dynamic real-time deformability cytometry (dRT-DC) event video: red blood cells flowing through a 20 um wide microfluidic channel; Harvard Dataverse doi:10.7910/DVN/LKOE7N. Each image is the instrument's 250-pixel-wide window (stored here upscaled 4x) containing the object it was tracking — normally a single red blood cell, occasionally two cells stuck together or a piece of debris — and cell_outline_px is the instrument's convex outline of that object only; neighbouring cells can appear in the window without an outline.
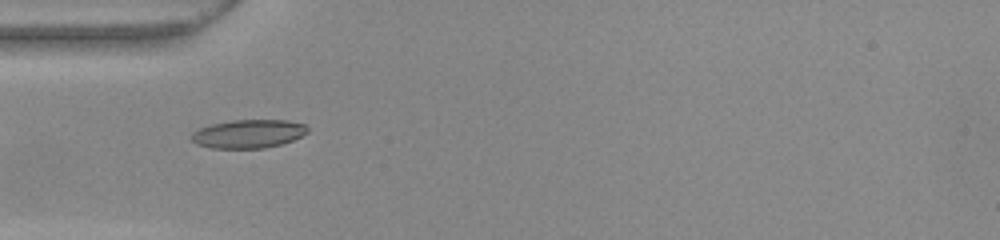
{"species": "common noctule bat (a hibernating species)", "species_latin": "Nyctalus noctula", "temperature_condition": "warm", "stored_images_in_passage": 37, "camera_frame_rate_fps": 3000, "um_per_image_px": 0.085, "animal": {"sex": "female", "body_mass_g": 22.0, "forearm_length_mm": 56.7}, "frame": {"image": 1, "passage_image": 1, "time_ms": 0.0, "image_size_px": [1000, 240], "cell_outline_px": [[308, 132], [292, 140], [280, 144], [264, 148], [212, 148], [196, 144], [188, 136], [192, 132], [200, 128], [212, 124], [232, 120], [288, 120], [304, 124], [308, 128]], "centroid_in_image_um": [21.08, 11.37], "position_along_channel_um": 63.9, "area_um2": 19.25}}
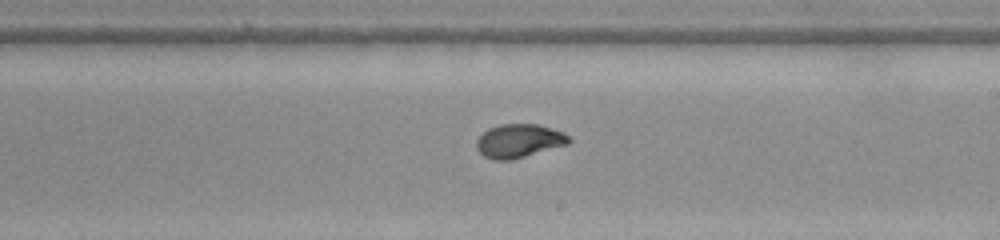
{"frame": {"image": 2, "passage_image": 15, "time_ms": 4.667, "image_size_px": [1000, 240], "cell_outline_px": [[572, 140], [568, 144], [512, 160], [492, 160], [484, 156], [476, 148], [476, 140], [488, 128], [500, 124], [536, 124], [564, 132]], "centroid_in_image_um": [44.1, 11.98], "position_along_channel_um": 244.9, "area_um2": 18.09}}
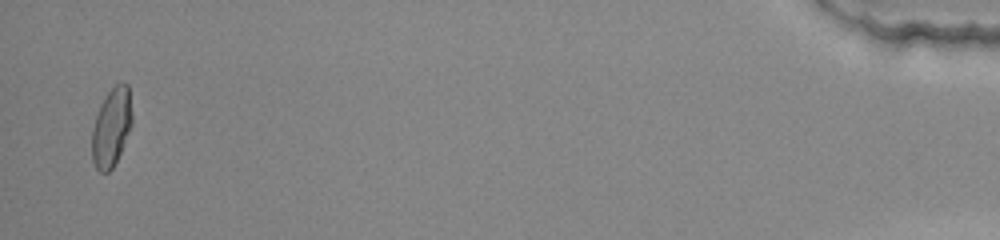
{"frame": {"image": 3, "passage_image": 36, "time_ms": 11.667, "image_size_px": [1000, 240], "cell_outline_px": [[132, 124], [120, 152], [112, 168], [108, 172], [100, 172], [96, 168], [92, 160], [92, 128], [100, 104], [104, 96], [116, 84], [128, 84], [132, 116]], "centroid_in_image_um": [9.46, 10.82], "position_along_channel_um": 425.7, "area_um2": 18.15}, "authors_computed_cell_mechanics": {"area_um2": 18.0336, "velocity_mm_per_s": 3.8979, "shape_relaxation_time_tau1_ms": 4.2808, "shape_relaxation_time_tau2_ms": null, "deformation_change_tau1": 0.1985, "deformation_change_tau2": null}}